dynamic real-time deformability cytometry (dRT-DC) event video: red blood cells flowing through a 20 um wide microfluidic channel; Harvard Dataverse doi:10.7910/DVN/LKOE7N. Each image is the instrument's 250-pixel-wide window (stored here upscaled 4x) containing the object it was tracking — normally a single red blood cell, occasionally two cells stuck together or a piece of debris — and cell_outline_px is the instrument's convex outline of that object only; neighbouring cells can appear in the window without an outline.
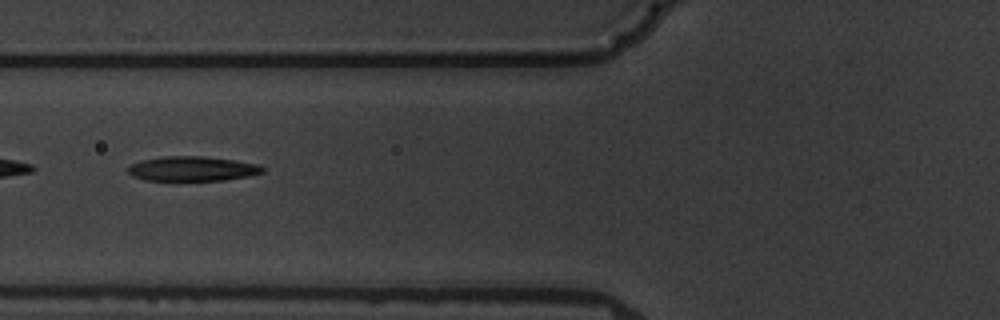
{"species": "common noctule bat (a hibernating species)", "species_latin": "Nyctalus noctula", "temperature_condition": "warm", "stored_images_in_passage": 11, "camera_frame_rate_fps": 3000, "um_per_image_px": 0.085, "animal": {"sex": "male", "body_mass_g": 19.5, "forearm_length_mm": 54.6}, "frame": {"image": 1, "passage_image": 7, "time_ms": 7.667, "image_size_px": [1000, 320], "cell_outline_px": [[264, 172], [248, 176], [224, 180], [144, 180], [132, 176], [128, 172], [128, 168], [132, 164], [140, 160], [164, 156], [204, 156], [260, 164], [264, 168]], "centroid_in_image_um": [16.35, 14.34], "position_along_channel_um": 109.5, "area_um2": 19.31}}
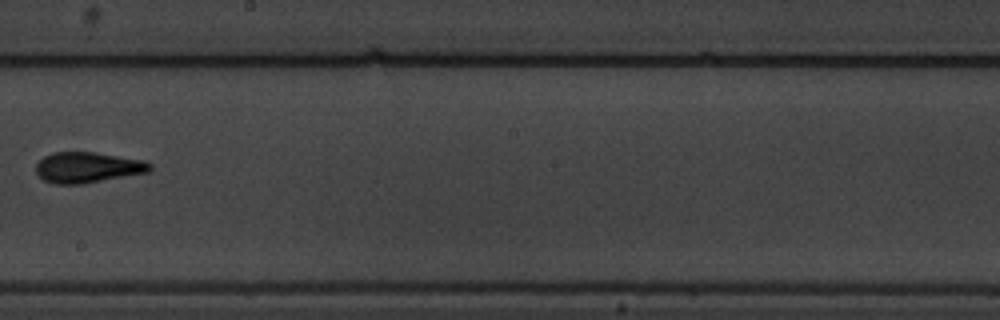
{"frame": {"image": 2, "passage_image": 10, "time_ms": 11.333, "image_size_px": [1000, 320], "cell_outline_px": [[152, 168], [148, 172], [80, 184], [52, 184], [44, 180], [36, 172], [36, 164], [44, 156], [52, 152], [92, 152], [144, 160], [152, 164]], "centroid_in_image_um": [7.43, 14.23], "position_along_channel_um": 240.8, "area_um2": 20.23}}
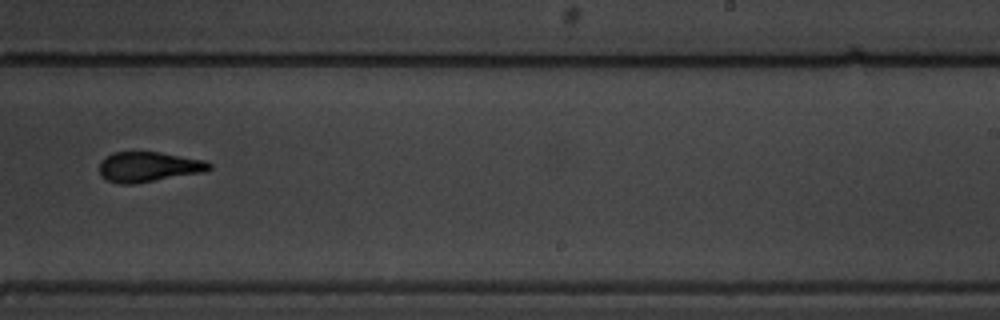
{"frame": {"image": 3, "passage_image": 11, "time_ms": 12.333, "image_size_px": [1000, 320], "cell_outline_px": [[212, 168], [204, 172], [132, 184], [120, 184], [108, 180], [100, 176], [100, 160], [104, 156], [112, 152], [160, 152], [204, 160], [212, 164]], "centroid_in_image_um": [12.6, 14.17], "position_along_channel_um": 276.4, "area_um2": 19.31}}